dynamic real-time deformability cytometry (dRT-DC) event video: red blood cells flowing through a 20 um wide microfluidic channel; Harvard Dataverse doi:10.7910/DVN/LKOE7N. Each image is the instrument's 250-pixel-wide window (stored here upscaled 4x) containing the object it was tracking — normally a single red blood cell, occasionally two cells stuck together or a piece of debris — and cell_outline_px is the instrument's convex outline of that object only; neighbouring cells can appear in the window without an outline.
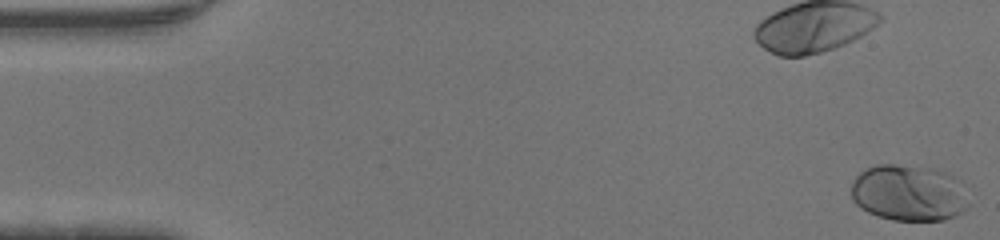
{"species": "human", "species_latin": "Homo sapiens", "temperature_condition": "warm", "stored_images_in_passage": 47, "camera_frame_rate_fps": 3000, "um_per_image_px": 0.085, "donor": {"sex": "male"}, "frame": {"image": 1, "passage_image": 1, "time_ms": 0.0, "image_size_px": [1000, 240], "cell_outline_px": [[968, 204], [956, 216], [944, 220], [892, 220], [868, 212], [860, 208], [852, 200], [852, 180], [860, 172], [876, 164], [896, 164], [932, 168], [948, 172], [960, 180]], "centroid_in_image_um": [77.23, 16.38], "position_along_channel_um": 7.8, "area_um2": 38.67}}
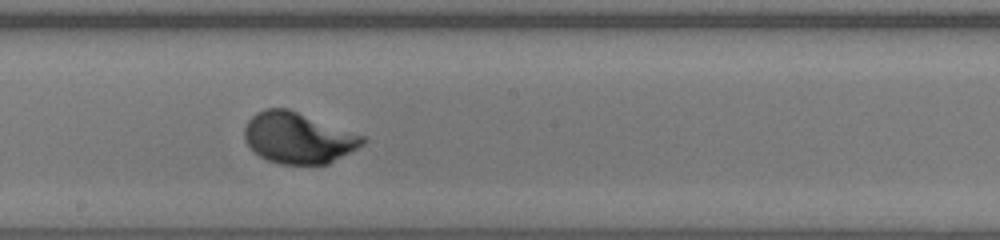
{"frame": {"image": 2, "passage_image": 26, "time_ms": 8.333, "image_size_px": [1000, 240], "cell_outline_px": [[368, 140], [364, 144], [328, 164], [280, 164], [268, 160], [260, 156], [244, 140], [244, 128], [248, 120], [256, 112], [264, 108], [288, 108], [364, 136]], "centroid_in_image_um": [25.33, 11.71], "position_along_channel_um": 222.9, "area_um2": 34.97}}
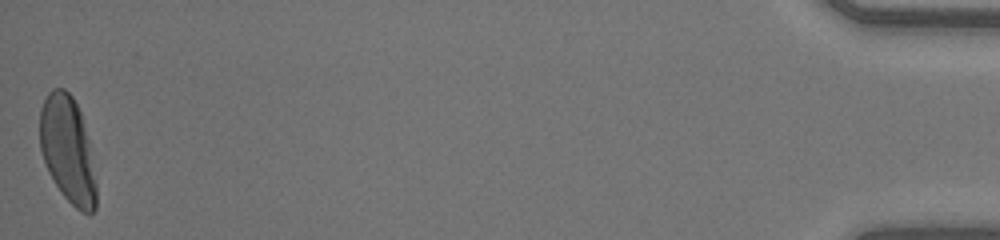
{"frame": {"image": 3, "passage_image": 47, "time_ms": 15.333, "image_size_px": [1000, 240], "cell_outline_px": [[96, 208], [92, 212], [80, 212], [60, 192], [48, 172], [40, 148], [40, 108], [48, 92], [52, 88], [64, 88], [72, 96], [80, 112], [88, 140], [96, 184]], "centroid_in_image_um": [5.73, 12.72], "position_along_channel_um": 429.5, "area_um2": 34.68}}